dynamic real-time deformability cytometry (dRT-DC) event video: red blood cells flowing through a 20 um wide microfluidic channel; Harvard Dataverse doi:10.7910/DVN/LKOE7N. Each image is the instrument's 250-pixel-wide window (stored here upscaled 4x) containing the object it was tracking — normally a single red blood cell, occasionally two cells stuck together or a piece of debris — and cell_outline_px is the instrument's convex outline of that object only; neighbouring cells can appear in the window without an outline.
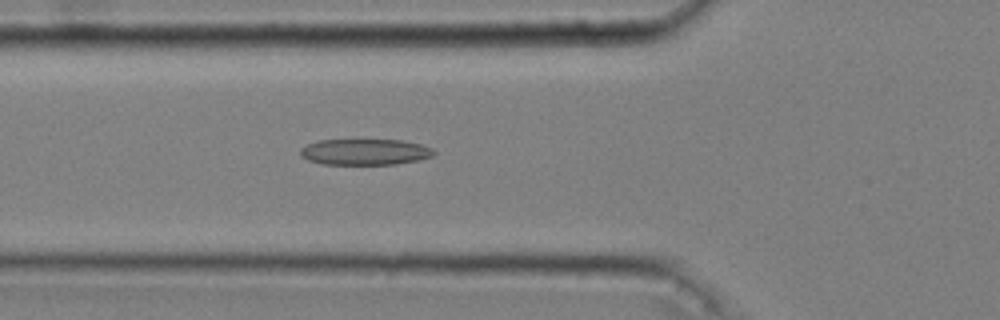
{"species": "common noctule bat (a hibernating species)", "species_latin": "Nyctalus noctula", "temperature_condition": "cold", "stored_images_in_passage": 51, "camera_frame_rate_fps": 3000, "um_per_image_px": 0.085, "animal": {"sex": "male", "body_mass_g": 20.4}, "frame": {"image": 1, "passage_image": 19, "time_ms": 6.0, "image_size_px": [1000, 320], "cell_outline_px": [[436, 152], [432, 156], [416, 160], [396, 164], [320, 164], [308, 160], [300, 156], [300, 148], [308, 144], [320, 140], [400, 140], [420, 144], [432, 148]], "centroid_in_image_um": [30.99, 12.91], "position_along_channel_um": 94.8, "area_um2": 20.17}}
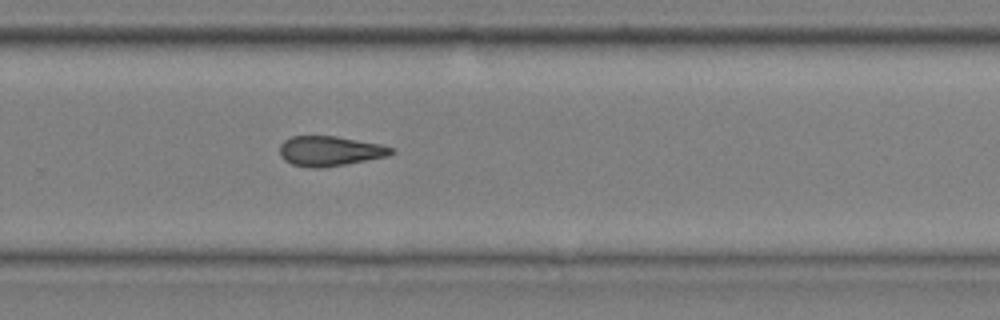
{"frame": {"image": 2, "passage_image": 36, "time_ms": 11.667, "image_size_px": [1000, 320], "cell_outline_px": [[396, 152], [388, 156], [344, 164], [320, 168], [308, 168], [292, 164], [284, 160], [280, 156], [280, 144], [284, 140], [292, 136], [336, 136], [380, 144], [396, 148]], "centroid_in_image_um": [28.04, 12.84], "position_along_channel_um": 301.8, "area_um2": 19.54}}
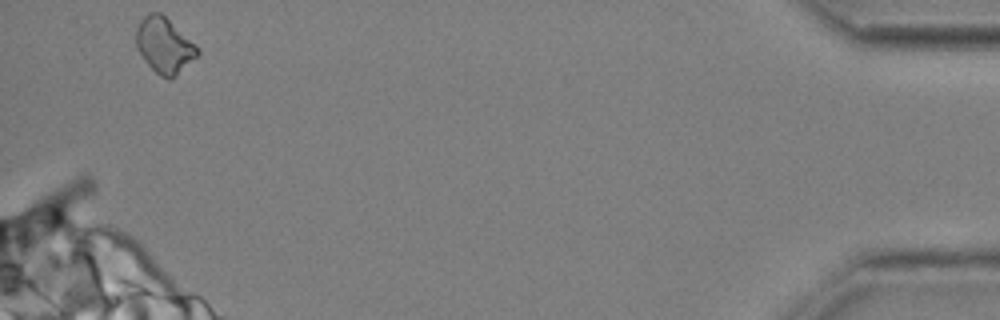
{"frame": {"image": 3, "passage_image": 51, "time_ms": 16.667, "image_size_px": [1000, 320], "cell_outline_px": [[200, 52], [176, 76], [168, 80], [160, 76], [144, 60], [136, 48], [136, 28], [140, 20], [144, 16], [152, 12], [160, 12]], "centroid_in_image_um": [13.89, 3.88], "position_along_channel_um": 421.3, "area_um2": 19.13}, "authors_computed_cell_mechanics": {"area_um2": 19.8832, "velocity_mm_per_s": 3.6508, "shape_relaxation_time_tau1_ms": 6.8679, "shape_relaxation_time_tau2_ms": 5.2563, "deformation_change_tau1": 0.1715, "deformation_change_tau2": 0.1614}}